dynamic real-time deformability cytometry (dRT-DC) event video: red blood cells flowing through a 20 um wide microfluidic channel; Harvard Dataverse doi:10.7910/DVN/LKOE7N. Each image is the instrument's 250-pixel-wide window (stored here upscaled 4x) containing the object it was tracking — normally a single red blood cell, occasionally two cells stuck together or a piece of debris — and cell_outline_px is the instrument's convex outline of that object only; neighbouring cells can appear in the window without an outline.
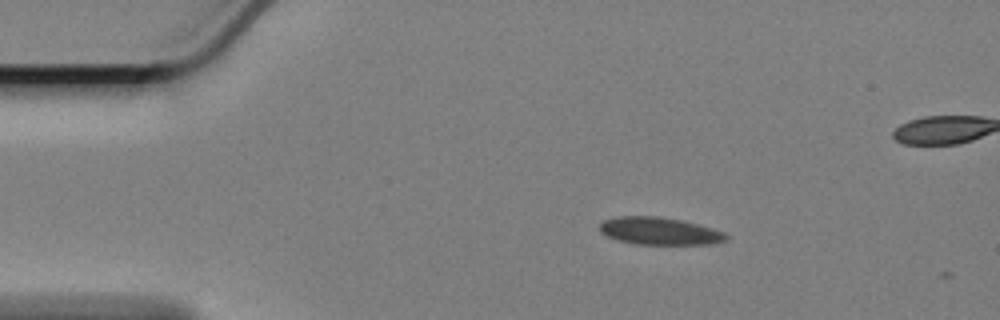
{"species": "Egyptian fruit bat (a non-hibernating species)", "species_latin": "Rousettus aegyptiacus", "temperature_condition": "cold", "stored_images_in_passage": 5, "camera_frame_rate_fps": 3000, "um_per_image_px": 0.085, "animal": {"sex": "female"}, "frame": {"image": 1, "passage_image": 1, "time_ms": 0.0, "image_size_px": [1000, 320], "cell_outline_px": [[728, 240], [716, 244], [636, 244], [616, 240], [600, 232], [600, 220], [616, 216], [660, 216], [684, 220], [712, 228], [724, 232], [728, 236]], "centroid_in_image_um": [56.06, 19.63], "position_along_channel_um": 28.9, "area_um2": 20.58}}